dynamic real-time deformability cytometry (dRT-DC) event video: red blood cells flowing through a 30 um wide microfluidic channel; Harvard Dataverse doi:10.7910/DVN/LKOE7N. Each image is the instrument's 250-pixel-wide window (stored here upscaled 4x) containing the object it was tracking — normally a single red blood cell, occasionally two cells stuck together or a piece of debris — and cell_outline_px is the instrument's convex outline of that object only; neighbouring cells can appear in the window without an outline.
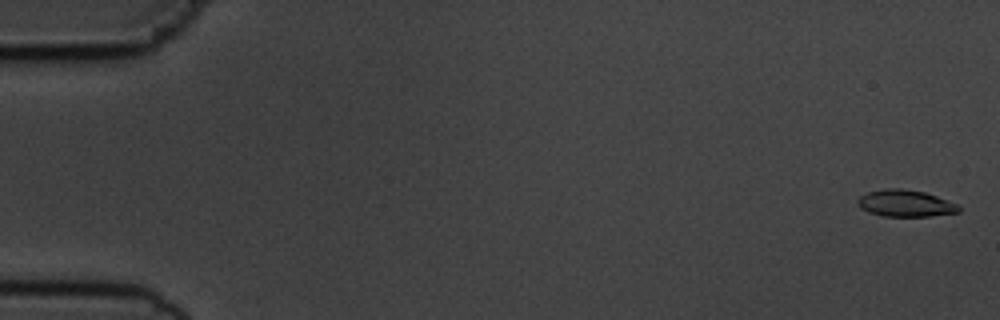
{"species": "common noctule bat (a hibernating species)", "species_latin": "Nyctalus noctula", "temperature_condition": "cold", "stored_images_in_passage": 5, "camera_frame_rate_fps": 3000, "um_per_image_px": 0.085, "animal": {"sex": "male", "body_mass_g": 19.5, "forearm_length_mm": 54.6}, "frame": {"image": 1, "passage_image": 1, "time_ms": 0.0, "image_size_px": [1000, 320], "cell_outline_px": [[960, 212], [928, 216], [884, 216], [868, 212], [860, 208], [856, 200], [860, 196], [868, 192], [884, 188], [900, 188], [924, 192], [936, 196], [956, 204], [960, 208]], "centroid_in_image_um": [76.92, 17.28], "position_along_channel_um": 8.1, "area_um2": 15.66}}
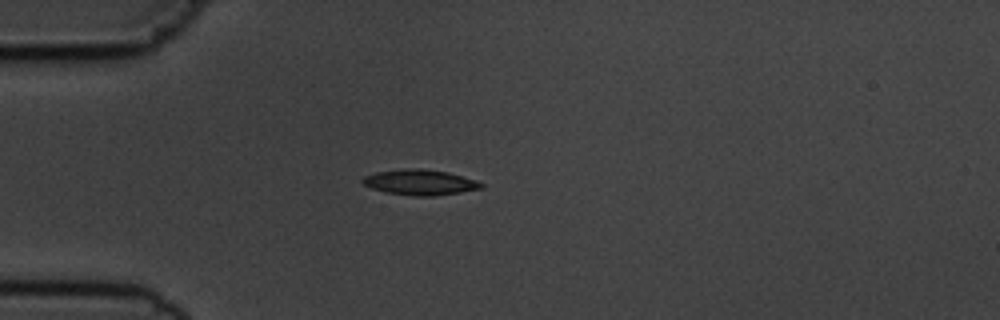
{"frame": {"image": 2, "passage_image": 5, "time_ms": 4.667, "image_size_px": [1000, 320], "cell_outline_px": [[484, 188], [460, 192], [432, 196], [416, 196], [388, 192], [372, 188], [364, 184], [360, 180], [364, 176], [376, 172], [404, 168], [420, 168], [448, 172], [476, 180], [484, 184]], "centroid_in_image_um": [35.71, 15.48], "position_along_channel_um": 49.3, "area_um2": 17.51}}